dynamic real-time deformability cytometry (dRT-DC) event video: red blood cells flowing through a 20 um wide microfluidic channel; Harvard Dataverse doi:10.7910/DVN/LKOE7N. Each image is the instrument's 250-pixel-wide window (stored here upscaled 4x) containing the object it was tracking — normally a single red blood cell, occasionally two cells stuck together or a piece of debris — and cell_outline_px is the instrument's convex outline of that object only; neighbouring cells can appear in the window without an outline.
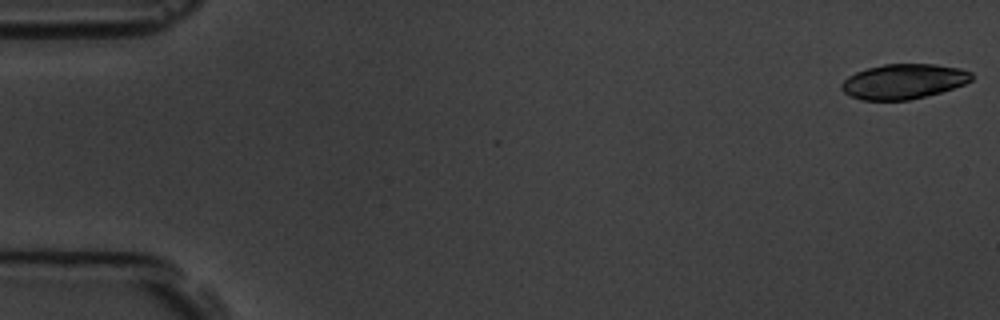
{"species": "common noctule bat (a hibernating species)", "species_latin": "Nyctalus noctula", "temperature_condition": "room temperature", "stored_images_in_passage": 5, "camera_frame_rate_fps": 3000, "um_per_image_px": 0.085, "animal": {"sex": "male", "body_mass_g": 19.5, "forearm_length_mm": 54.6}, "frame": {"image": 1, "passage_image": 1, "time_ms": 0.0, "image_size_px": [1000, 320], "cell_outline_px": [[972, 80], [964, 84], [940, 92], [908, 100], [860, 100], [844, 92], [840, 88], [840, 84], [848, 76], [856, 72], [868, 68], [884, 64], [936, 64], [960, 68], [972, 72]], "centroid_in_image_um": [76.79, 6.91], "position_along_channel_um": 8.2, "area_um2": 26.41}}